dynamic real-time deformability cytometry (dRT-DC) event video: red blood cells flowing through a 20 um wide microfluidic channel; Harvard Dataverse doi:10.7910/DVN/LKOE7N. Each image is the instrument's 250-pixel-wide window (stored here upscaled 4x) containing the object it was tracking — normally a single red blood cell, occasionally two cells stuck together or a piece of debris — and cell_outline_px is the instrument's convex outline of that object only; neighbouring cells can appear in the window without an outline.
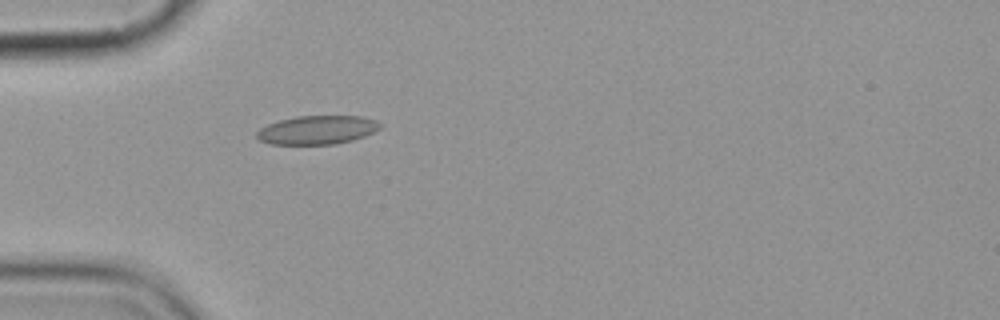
{"species": "common noctule bat (a hibernating species)", "species_latin": "Nyctalus noctula", "temperature_condition": "cold", "stored_images_in_passage": 2, "camera_frame_rate_fps": 3000, "um_per_image_px": 0.085, "animal": {"sex": "female", "body_mass_g": 19.9}, "frame": {"image": 1, "passage_image": 2, "time_ms": 1.0, "image_size_px": [1000, 320], "cell_outline_px": [[380, 128], [364, 136], [352, 140], [336, 144], [272, 144], [260, 140], [256, 136], [256, 132], [260, 128], [268, 124], [280, 120], [296, 116], [360, 116], [376, 120], [380, 124]], "centroid_in_image_um": [26.95, 11.04], "position_along_channel_um": 58.1, "area_um2": 20.46}}